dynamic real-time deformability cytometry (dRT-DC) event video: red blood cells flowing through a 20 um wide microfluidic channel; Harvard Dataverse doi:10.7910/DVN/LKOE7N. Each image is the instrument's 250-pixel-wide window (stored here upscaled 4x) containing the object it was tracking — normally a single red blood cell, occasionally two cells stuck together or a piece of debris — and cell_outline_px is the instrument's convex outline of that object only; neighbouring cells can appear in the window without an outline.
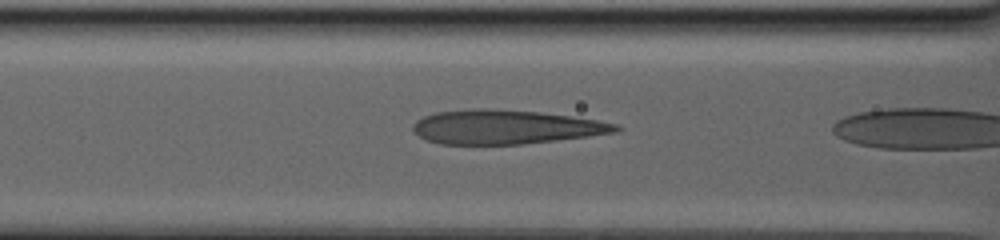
{"species": "human", "species_latin": "Homo sapiens", "temperature_condition": "warm", "stored_images_in_passage": 26, "camera_frame_rate_fps": 3000, "um_per_image_px": 0.085, "donor": {"sex": "male"}, "frame": {"image": 1, "passage_image": 25, "time_ms": 11.0, "image_size_px": [1000, 240], "cell_outline_px": [[624, 128], [616, 132], [588, 136], [520, 144], [440, 144], [428, 140], [420, 136], [412, 128], [412, 124], [416, 120], [424, 116], [436, 112], [472, 108], [488, 108], [540, 112], [596, 120], [620, 124]], "centroid_in_image_um": [42.97, 10.78], "position_along_channel_um": 123.6, "area_um2": 40.17}}